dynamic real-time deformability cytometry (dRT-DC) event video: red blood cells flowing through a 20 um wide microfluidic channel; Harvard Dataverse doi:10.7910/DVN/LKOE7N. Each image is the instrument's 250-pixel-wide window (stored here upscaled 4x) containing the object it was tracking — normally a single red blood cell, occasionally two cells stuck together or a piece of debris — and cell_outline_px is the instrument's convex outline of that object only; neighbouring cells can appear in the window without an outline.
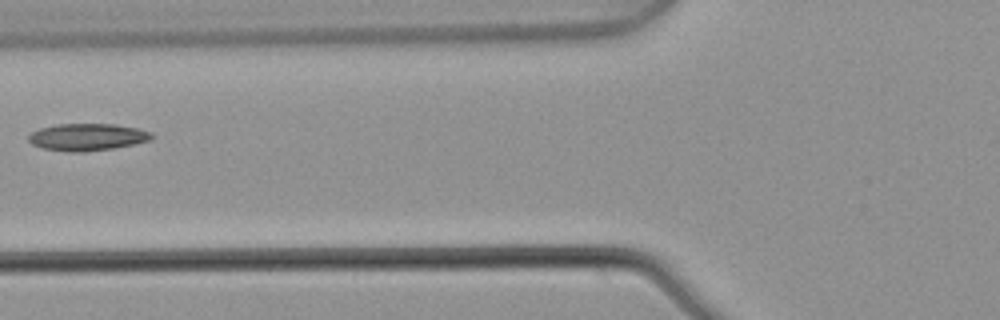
{"species": "common noctule bat (a hibernating species)", "species_latin": "Nyctalus noctula", "temperature_condition": "warm", "stored_images_in_passage": 2, "camera_frame_rate_fps": 3000, "um_per_image_px": 0.085, "animal": {"sex": "male", "body_mass_g": 21.5, "forearm_length_mm": 52.0}, "frame": {"image": 1, "passage_image": 2, "time_ms": 0.333, "image_size_px": [1000, 320], "cell_outline_px": [[152, 140], [136, 144], [112, 148], [84, 152], [68, 152], [40, 148], [32, 144], [28, 140], [28, 136], [32, 132], [40, 128], [56, 124], [116, 124], [136, 128], [152, 132]], "centroid_in_image_um": [7.41, 11.65], "position_along_channel_um": 118.4, "area_um2": 19.59}}